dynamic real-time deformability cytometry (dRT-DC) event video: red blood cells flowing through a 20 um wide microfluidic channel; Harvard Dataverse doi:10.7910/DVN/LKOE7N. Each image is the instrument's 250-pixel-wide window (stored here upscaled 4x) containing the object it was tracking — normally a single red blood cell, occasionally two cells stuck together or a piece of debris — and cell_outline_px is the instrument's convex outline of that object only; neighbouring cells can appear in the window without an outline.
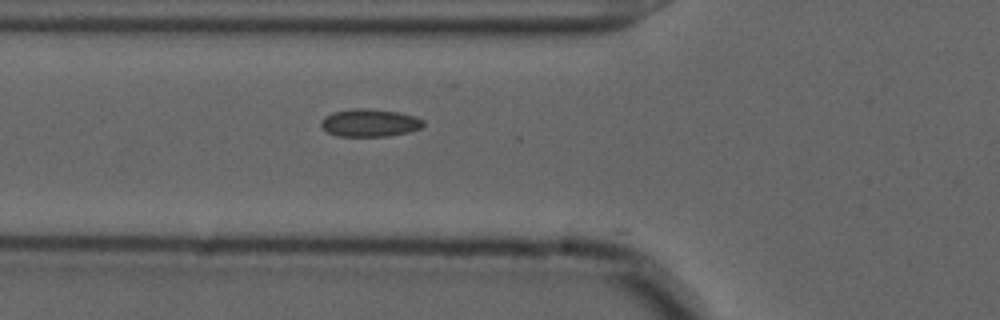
{"species": "common noctule bat (a hibernating species)", "species_latin": "Nyctalus noctula", "temperature_condition": "cold", "stored_images_in_passage": 7, "camera_frame_rate_fps": 3000, "um_per_image_px": 0.085, "animal": {"sex": "male", "forearm_length_mm": 52.5}, "frame": {"image": 1, "passage_image": 2, "time_ms": 0.333, "image_size_px": [1000, 320], "cell_outline_px": [[424, 124], [420, 128], [408, 132], [388, 136], [340, 136], [328, 132], [320, 124], [324, 116], [332, 112], [352, 108], [368, 108], [396, 112], [416, 116], [424, 120]], "centroid_in_image_um": [31.43, 10.43], "position_along_channel_um": 94.4, "area_um2": 16.47}}
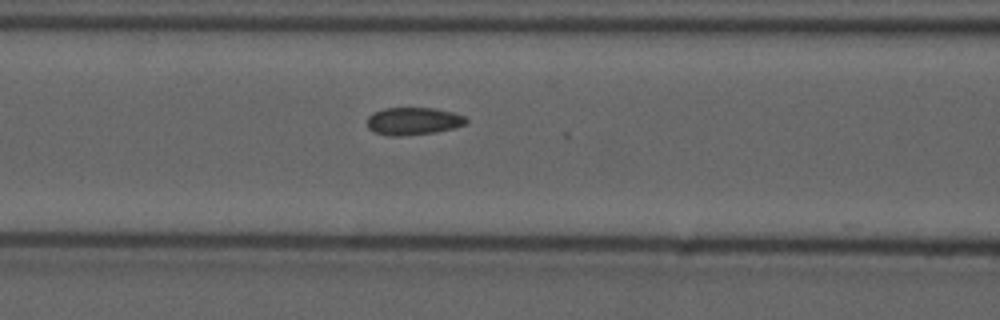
{"frame": {"image": 2, "passage_image": 5, "time_ms": 1.333, "image_size_px": [1000, 320], "cell_outline_px": [[468, 120], [464, 124], [452, 128], [436, 132], [400, 136], [392, 136], [376, 132], [368, 128], [368, 116], [372, 112], [384, 108], [436, 108], [452, 112], [464, 116]], "centroid_in_image_um": [35.11, 10.28], "position_along_channel_um": 131.5, "area_um2": 15.78}}